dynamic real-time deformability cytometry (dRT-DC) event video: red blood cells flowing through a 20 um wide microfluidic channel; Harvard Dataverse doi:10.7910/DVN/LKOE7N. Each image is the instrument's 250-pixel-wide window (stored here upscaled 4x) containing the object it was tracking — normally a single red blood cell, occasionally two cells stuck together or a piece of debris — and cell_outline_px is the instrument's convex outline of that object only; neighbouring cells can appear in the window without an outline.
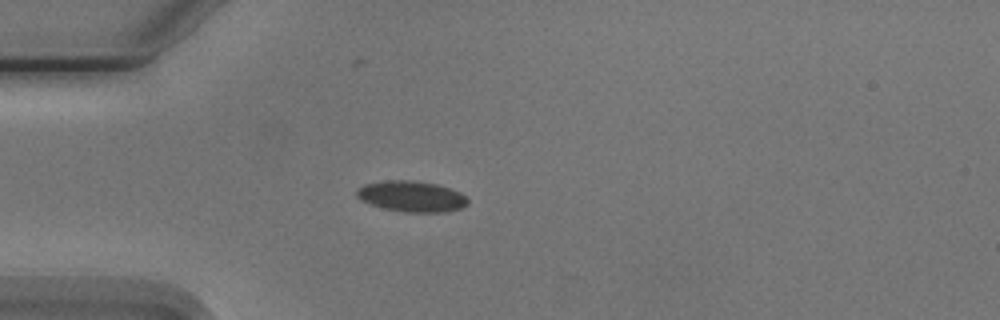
{"species": "Egyptian fruit bat (a non-hibernating species)", "species_latin": "Rousettus aegyptiacus", "temperature_condition": "cold", "stored_images_in_passage": 3, "camera_frame_rate_fps": 3000, "um_per_image_px": 0.085, "animal": {"sex": "male"}, "frame": {"image": 1, "passage_image": 3, "time_ms": 3.0, "image_size_px": [1000, 320], "cell_outline_px": [[468, 204], [460, 208], [448, 212], [404, 212], [384, 208], [368, 204], [360, 200], [356, 196], [356, 188], [364, 184], [388, 180], [412, 180], [436, 184], [460, 192], [468, 200]], "centroid_in_image_um": [34.94, 16.69], "position_along_channel_um": 50.1, "area_um2": 20.06}}